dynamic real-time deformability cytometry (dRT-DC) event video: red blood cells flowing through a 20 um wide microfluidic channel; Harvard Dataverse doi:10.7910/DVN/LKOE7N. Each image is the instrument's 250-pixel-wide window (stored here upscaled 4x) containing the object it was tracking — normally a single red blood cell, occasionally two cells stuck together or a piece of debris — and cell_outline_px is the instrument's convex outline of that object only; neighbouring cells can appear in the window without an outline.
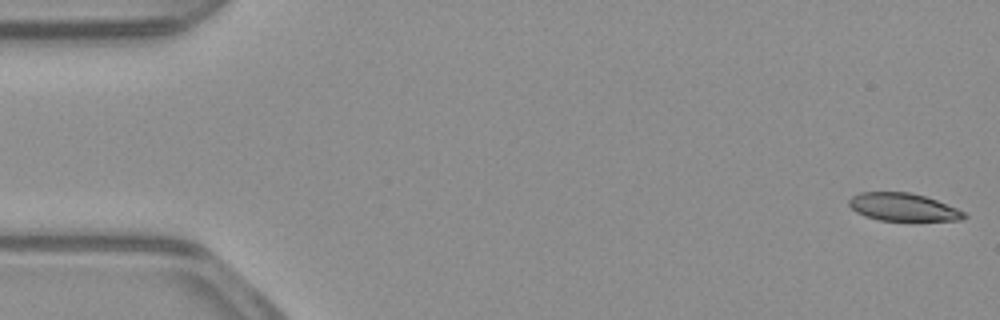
{"species": "common noctule bat (a hibernating species)", "species_latin": "Nyctalus noctula", "temperature_condition": "warm", "stored_images_in_passage": 54, "camera_frame_rate_fps": 3000, "um_per_image_px": 0.085, "animal": {"sex": "male", "body_mass_g": 23.1, "forearm_length_mm": 52.7}, "frame": {"image": 1, "passage_image": 1, "time_ms": 0.0, "image_size_px": [1000, 320], "cell_outline_px": [[968, 216], [960, 220], [880, 220], [864, 216], [856, 212], [848, 204], [848, 200], [852, 196], [860, 192], [908, 192], [924, 196], [936, 200], [956, 208], [964, 212]], "centroid_in_image_um": [76.72, 17.6], "position_along_channel_um": 8.3, "area_um2": 18.44}}
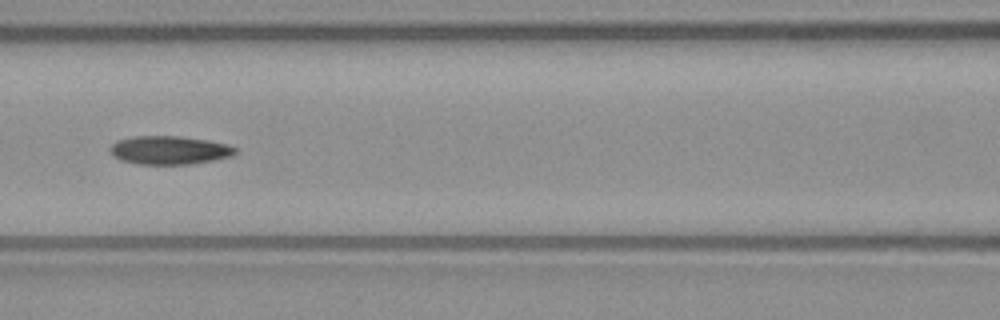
{"frame": {"image": 2, "passage_image": 23, "time_ms": 7.333, "image_size_px": [1000, 320], "cell_outline_px": [[236, 152], [232, 156], [212, 160], [188, 164], [136, 164], [120, 160], [112, 156], [108, 152], [108, 148], [116, 140], [132, 136], [180, 136], [208, 140], [228, 144], [236, 148]], "centroid_in_image_um": [14.33, 12.76], "position_along_channel_um": 152.3, "area_um2": 20.98}}
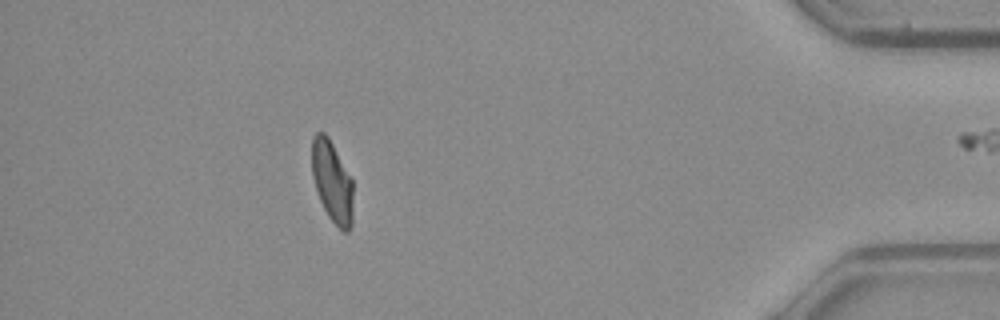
{"frame": {"image": 3, "passage_image": 47, "time_ms": 15.333, "image_size_px": [1000, 320], "cell_outline_px": [[352, 224], [348, 232], [344, 232], [328, 216], [320, 200], [312, 176], [312, 136], [316, 132], [324, 132], [328, 136], [352, 180]], "centroid_in_image_um": [28.22, 15.42], "position_along_channel_um": 407.0, "area_um2": 19.31}, "authors_computed_cell_mechanics": {"area_um2": 20.4612, "velocity_mm_per_s": 3.8975, "shape_relaxation_time_tau1_ms": 4.9967, "shape_relaxation_time_tau2_ms": 3.0582, "deformation_change_tau1": 0.1725, "deformation_change_tau2": 0.0907}}